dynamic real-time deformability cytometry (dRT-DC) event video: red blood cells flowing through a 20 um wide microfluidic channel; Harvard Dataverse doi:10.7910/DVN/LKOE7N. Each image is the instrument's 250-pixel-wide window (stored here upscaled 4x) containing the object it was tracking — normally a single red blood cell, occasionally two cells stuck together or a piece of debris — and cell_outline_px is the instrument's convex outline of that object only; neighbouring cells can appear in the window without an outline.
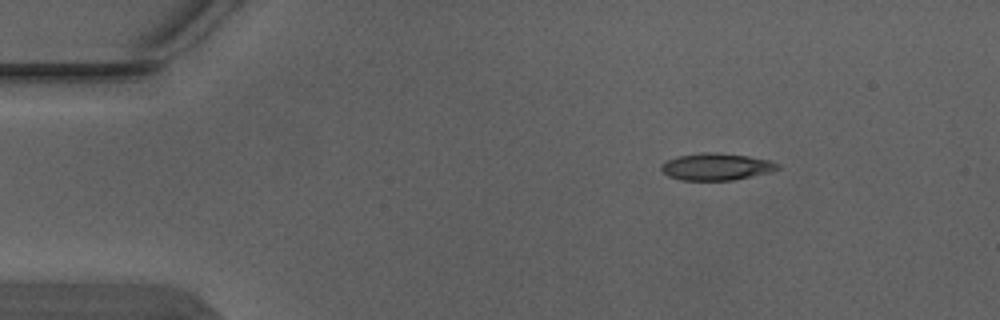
{"species": "Egyptian fruit bat (a non-hibernating species)", "species_latin": "Rousettus aegyptiacus", "temperature_condition": "warm", "stored_images_in_passage": 2, "camera_frame_rate_fps": 3000, "um_per_image_px": 0.085, "animal": {"sex": "male"}, "frame": {"image": 1, "passage_image": 2, "time_ms": 0.333, "image_size_px": [1000, 320], "cell_outline_px": [[780, 168], [772, 172], [732, 180], [680, 180], [668, 176], [660, 168], [660, 164], [676, 156], [704, 152], [716, 152], [748, 156], [768, 160], [780, 164]], "centroid_in_image_um": [60.88, 14.17], "position_along_channel_um": 24.1, "area_um2": 18.38}}